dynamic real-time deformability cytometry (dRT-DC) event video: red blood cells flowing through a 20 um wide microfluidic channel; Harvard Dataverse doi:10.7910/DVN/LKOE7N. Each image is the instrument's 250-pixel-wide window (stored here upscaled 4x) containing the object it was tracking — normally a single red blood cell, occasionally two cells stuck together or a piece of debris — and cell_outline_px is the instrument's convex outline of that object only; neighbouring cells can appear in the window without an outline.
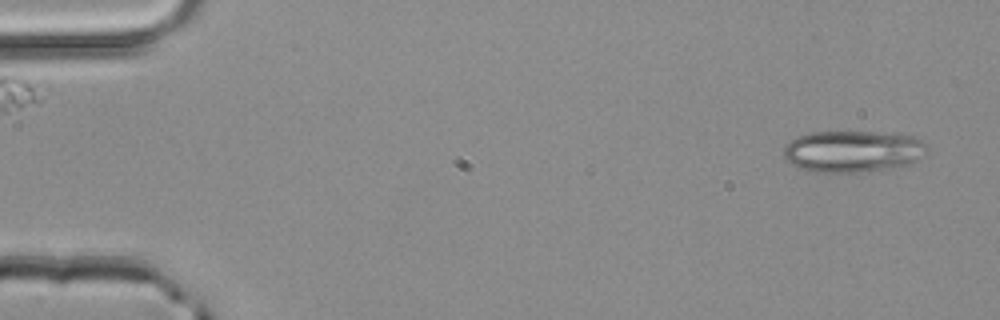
{"species": "common noctule bat (a hibernating species)", "species_latin": "Nyctalus noctula", "temperature_condition": "room temperature", "stored_images_in_passage": 2, "camera_frame_rate_fps": 3000, "um_per_image_px": 0.085, "animal": {"sex": "male", "body_mass_g": 20.4}, "frame": {"image": 1, "passage_image": 1, "time_ms": 0.0, "image_size_px": [1000, 320], "cell_outline_px": [[924, 156], [908, 164], [884, 168], [856, 172], [812, 172], [796, 168], [784, 160], [784, 144], [796, 136], [808, 132], [872, 132], [912, 136], [920, 140], [924, 144]], "centroid_in_image_um": [72.35, 12.86], "position_along_channel_um": 12.6, "area_um2": 34.62}}